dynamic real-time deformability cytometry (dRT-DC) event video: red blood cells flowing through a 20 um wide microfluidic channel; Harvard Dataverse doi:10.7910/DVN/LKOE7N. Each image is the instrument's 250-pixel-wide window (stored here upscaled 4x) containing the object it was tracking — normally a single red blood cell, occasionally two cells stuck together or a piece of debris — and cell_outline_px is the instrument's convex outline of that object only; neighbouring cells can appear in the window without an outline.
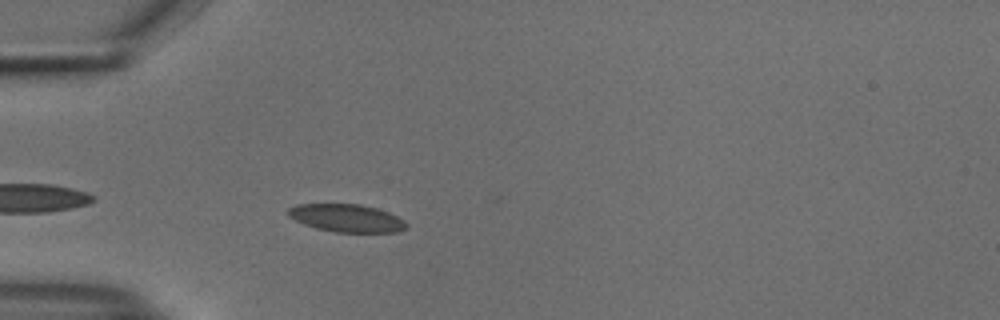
{"species": "common noctule bat (a hibernating species)", "species_latin": "Nyctalus noctula", "temperature_condition": "cold", "stored_images_in_passage": 41, "camera_frame_rate_fps": 3000, "um_per_image_px": 0.085, "animal": {"sex": "male", "body_mass_g": 18.8}, "frame": {"image": 1, "passage_image": 3, "time_ms": 0.667, "image_size_px": [1000, 320], "cell_outline_px": [[408, 224], [404, 228], [396, 232], [336, 232], [316, 228], [304, 224], [288, 216], [284, 212], [288, 208], [296, 204], [360, 204], [376, 208], [388, 212], [404, 220]], "centroid_in_image_um": [29.41, 18.53], "position_along_channel_um": 55.6, "area_um2": 19.13}}
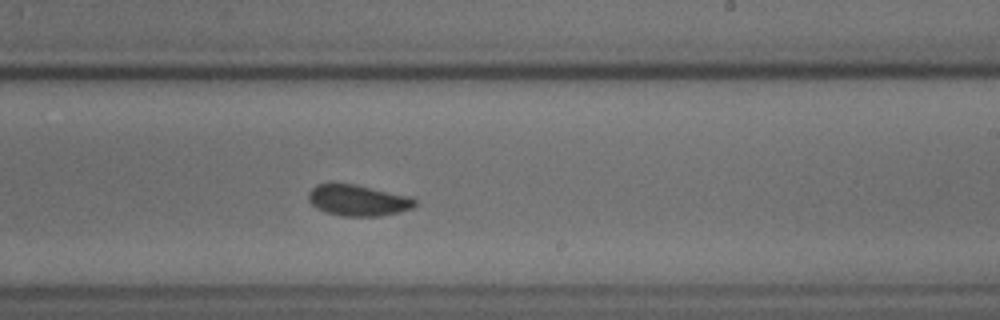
{"frame": {"image": 2, "passage_image": 20, "time_ms": 6.333, "image_size_px": [1000, 320], "cell_outline_px": [[416, 204], [412, 208], [380, 216], [344, 216], [328, 212], [316, 208], [308, 200], [308, 192], [316, 184], [356, 184], [412, 196], [416, 200]], "centroid_in_image_um": [30.44, 17.02], "position_along_channel_um": 258.6, "area_um2": 19.25}}
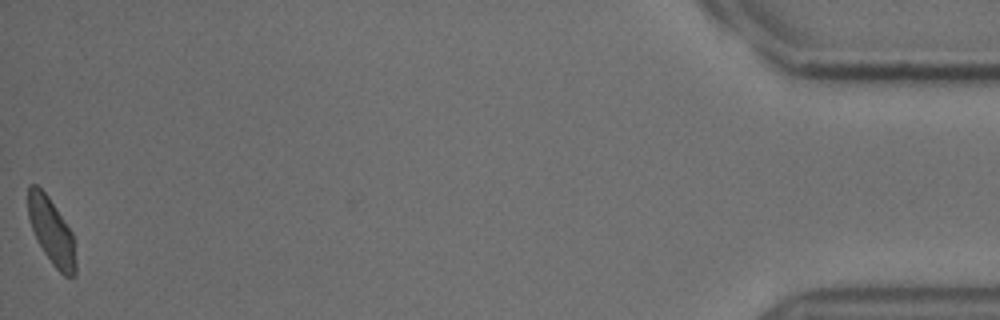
{"frame": {"image": 3, "passage_image": 41, "time_ms": 13.333, "image_size_px": [1000, 320], "cell_outline_px": [[76, 276], [64, 276], [52, 264], [44, 252], [32, 228], [28, 216], [28, 184], [36, 184], [48, 196], [72, 232], [76, 264]], "centroid_in_image_um": [4.38, 19.66], "position_along_channel_um": 430.8, "area_um2": 18.09}, "authors_computed_cell_mechanics": {"area_um2": 19.1318, "velocity_mm_per_s": 3.7415, "shape_relaxation_time_tau1_ms": 3.5368, "shape_relaxation_time_tau2_ms": null, "deformation_change_tau1": 0.0703, "deformation_change_tau2": null}}